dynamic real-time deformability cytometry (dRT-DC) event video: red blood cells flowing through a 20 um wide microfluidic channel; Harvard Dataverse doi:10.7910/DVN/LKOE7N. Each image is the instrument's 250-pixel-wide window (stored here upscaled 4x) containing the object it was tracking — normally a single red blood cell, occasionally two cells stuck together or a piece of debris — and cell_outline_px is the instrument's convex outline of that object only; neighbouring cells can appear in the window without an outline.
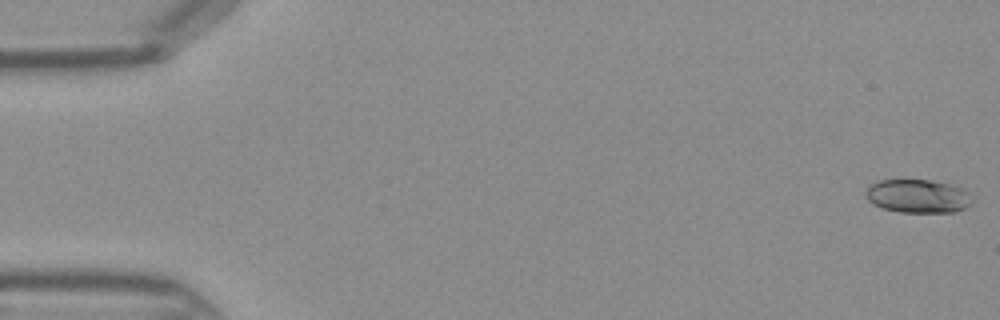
{"species": "Egyptian fruit bat (a non-hibernating species)", "species_latin": "Rousettus aegyptiacus", "temperature_condition": "warm", "stored_images_in_passage": 45, "camera_frame_rate_fps": 3000, "um_per_image_px": 0.085, "frame": {"image": 1, "passage_image": 1, "time_ms": 0.0, "image_size_px": [1000, 320], "cell_outline_px": [[972, 200], [964, 208], [956, 212], [900, 212], [884, 208], [872, 204], [864, 196], [864, 192], [872, 184], [880, 180], [932, 180], [964, 188], [968, 192]], "centroid_in_image_um": [78.0, 16.67], "position_along_channel_um": 7.0, "area_um2": 20.69}}
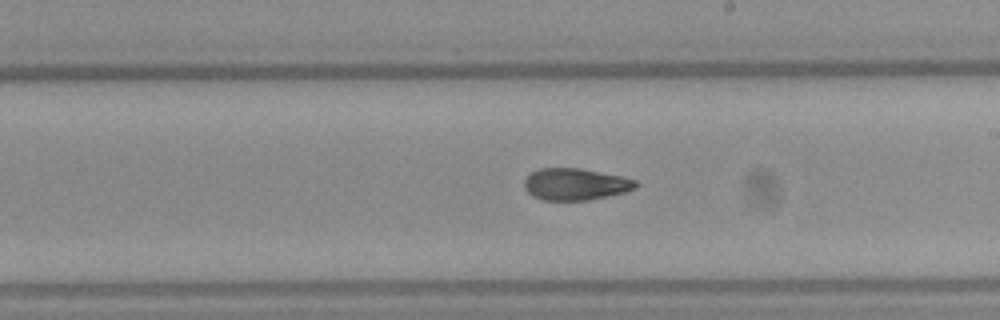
{"frame": {"image": 2, "passage_image": 26, "time_ms": 8.333, "image_size_px": [1000, 320], "cell_outline_px": [[636, 188], [624, 192], [588, 200], [544, 200], [532, 196], [524, 188], [524, 180], [532, 172], [540, 168], [580, 168], [620, 176], [636, 180]], "centroid_in_image_um": [48.87, 15.66], "position_along_channel_um": 240.1, "area_um2": 20.46}}
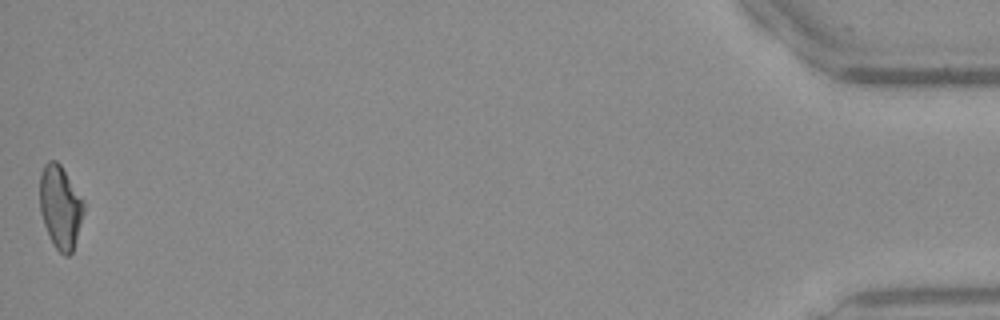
{"frame": {"image": 3, "passage_image": 45, "time_ms": 14.667, "image_size_px": [1000, 320], "cell_outline_px": [[84, 212], [72, 252], [68, 256], [64, 256], [56, 248], [44, 224], [40, 212], [40, 176], [44, 164], [48, 160], [56, 160], [60, 164], [84, 200]], "centroid_in_image_um": [5.13, 17.57], "position_along_channel_um": 430.1, "area_um2": 21.1}}